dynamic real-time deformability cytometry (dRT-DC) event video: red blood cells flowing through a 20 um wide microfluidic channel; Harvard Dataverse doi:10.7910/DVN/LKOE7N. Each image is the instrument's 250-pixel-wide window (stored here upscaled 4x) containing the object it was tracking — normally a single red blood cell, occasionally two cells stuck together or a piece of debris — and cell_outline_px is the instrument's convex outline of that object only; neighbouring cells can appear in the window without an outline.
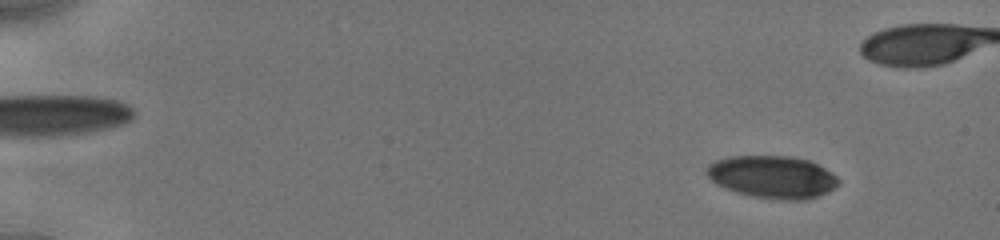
{"species": "human", "species_latin": "Homo sapiens", "temperature_condition": "cold", "stored_images_in_passage": 56, "camera_frame_rate_fps": 3000, "um_per_image_px": 0.085, "donor": {"sex": "male"}, "frame": {"image": 1, "passage_image": 5, "time_ms": 1.333, "image_size_px": [1000, 240], "cell_outline_px": [[840, 184], [816, 196], [804, 200], [780, 200], [752, 196], [736, 192], [724, 188], [716, 184], [704, 172], [708, 164], [716, 160], [728, 156], [792, 156], [808, 160], [832, 172], [840, 180]], "centroid_in_image_um": [65.62, 15.03], "position_along_channel_um": 19.4, "area_um2": 32.66}}
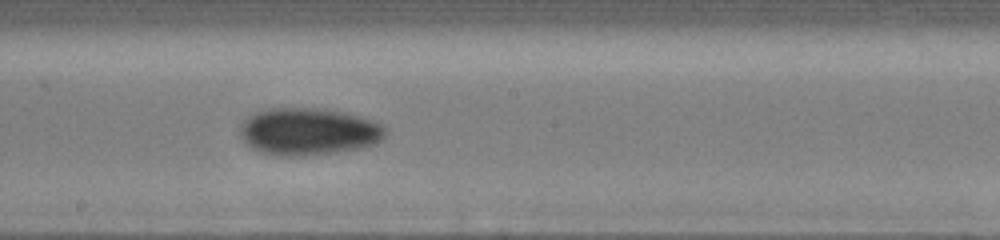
{"frame": {"image": 2, "passage_image": 35, "time_ms": 10.0, "image_size_px": [1000, 240], "cell_outline_px": [[388, 132], [376, 144], [360, 148], [336, 152], [304, 156], [280, 156], [260, 152], [252, 148], [240, 136], [240, 124], [248, 116], [256, 112], [268, 108], [328, 108], [348, 112], [364, 116], [380, 124]], "centroid_in_image_um": [26.24, 11.17], "position_along_channel_um": 222.0, "area_um2": 40.52}}
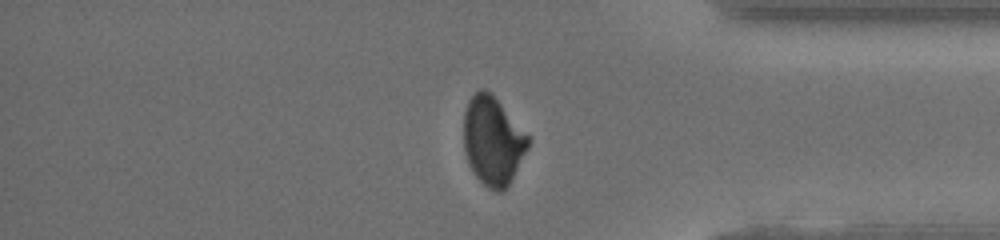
{"frame": {"image": 3, "passage_image": 48, "time_ms": 14.667, "image_size_px": [1000, 240], "cell_outline_px": [[528, 148], [508, 184], [500, 192], [496, 192], [488, 188], [476, 176], [468, 164], [464, 148], [464, 112], [468, 100], [480, 88], [484, 88], [500, 104], [528, 136]], "centroid_in_image_um": [41.85, 11.98], "position_along_channel_um": 393.4, "area_um2": 32.37}, "authors_computed_cell_mechanics": {"area_um2": 35.8071, "velocity_mm_per_s": 3.9262, "shape_relaxation_time_tau1_ms": 5.6019, "shape_relaxation_time_tau2_ms": 7.8965, "deformation_change_tau1": 0.1316, "deformation_change_tau2": 0.1007}}